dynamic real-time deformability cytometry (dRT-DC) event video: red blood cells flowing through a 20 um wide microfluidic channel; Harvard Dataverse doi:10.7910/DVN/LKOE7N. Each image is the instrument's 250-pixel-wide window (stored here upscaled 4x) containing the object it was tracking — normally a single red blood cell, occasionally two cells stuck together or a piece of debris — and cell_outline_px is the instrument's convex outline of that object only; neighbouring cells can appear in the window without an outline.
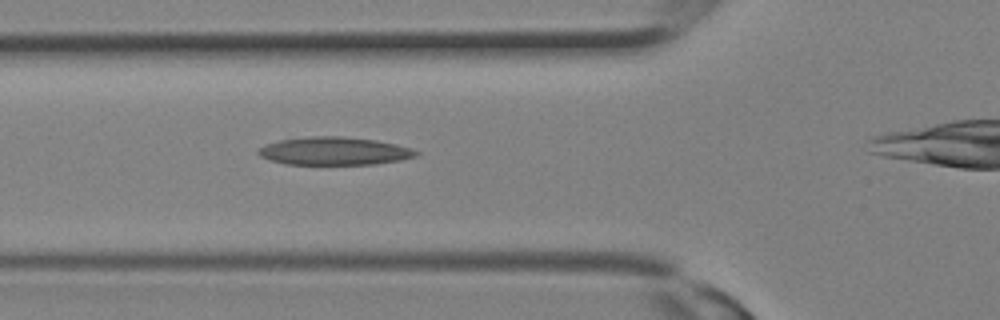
{"species": "Egyptian fruit bat (a non-hibernating species)", "species_latin": "Rousettus aegyptiacus", "temperature_condition": "room temperature", "stored_images_in_passage": 3, "camera_frame_rate_fps": 3000, "um_per_image_px": 0.085, "animal": {"sex": "female"}, "frame": {"image": 1, "passage_image": 3, "time_ms": 0.667, "image_size_px": [1000, 320], "cell_outline_px": [[420, 152], [416, 156], [400, 160], [376, 164], [284, 164], [268, 160], [260, 156], [256, 152], [260, 148], [268, 144], [280, 140], [312, 136], [340, 136], [376, 140], [396, 144], [412, 148]], "centroid_in_image_um": [28.42, 12.84], "position_along_channel_um": 97.4, "area_um2": 25.66}}